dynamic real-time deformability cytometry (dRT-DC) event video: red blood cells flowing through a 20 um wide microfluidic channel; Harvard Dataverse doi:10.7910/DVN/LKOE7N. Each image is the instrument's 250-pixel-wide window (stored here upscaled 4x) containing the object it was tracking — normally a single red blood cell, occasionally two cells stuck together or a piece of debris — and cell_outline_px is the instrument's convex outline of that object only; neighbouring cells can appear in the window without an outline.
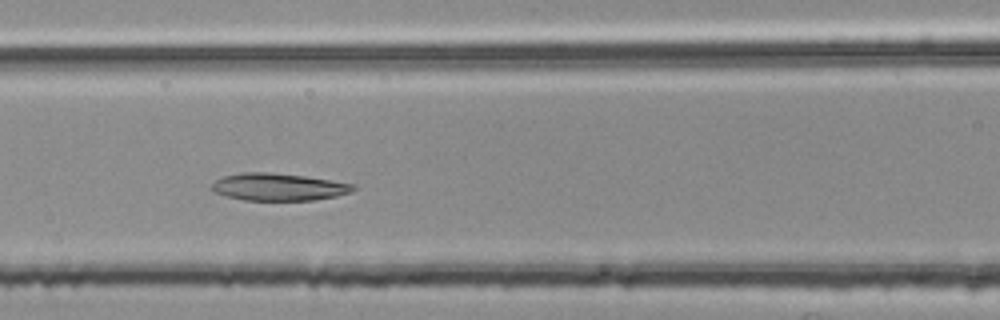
{"species": "common noctule bat (a hibernating species)", "species_latin": "Nyctalus noctula", "temperature_condition": "room temperature", "stored_images_in_passage": 45, "camera_frame_rate_fps": 3000, "um_per_image_px": 0.085, "animal": {"sex": "female", "body_mass_g": 25.1}, "frame": {"image": 1, "passage_image": 18, "time_ms": 5.667, "image_size_px": [1000, 320], "cell_outline_px": [[356, 188], [352, 192], [336, 196], [312, 200], [244, 200], [212, 192], [208, 188], [216, 180], [224, 176], [240, 172], [268, 172], [304, 176], [356, 184]], "centroid_in_image_um": [23.65, 15.89], "position_along_channel_um": 142.9, "area_um2": 22.6}}
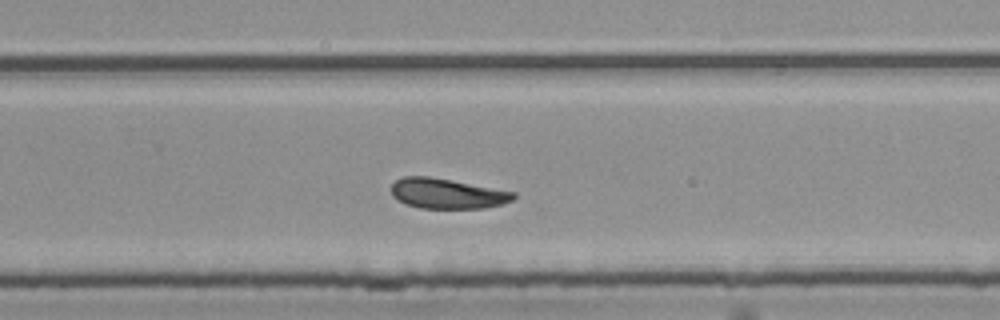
{"frame": {"image": 2, "passage_image": 30, "time_ms": 9.667, "image_size_px": [1000, 320], "cell_outline_px": [[516, 196], [512, 200], [504, 204], [484, 208], [420, 208], [404, 204], [392, 196], [392, 184], [400, 176], [428, 176], [516, 192]], "centroid_in_image_um": [37.99, 16.45], "position_along_channel_um": 291.8, "area_um2": 21.5}}
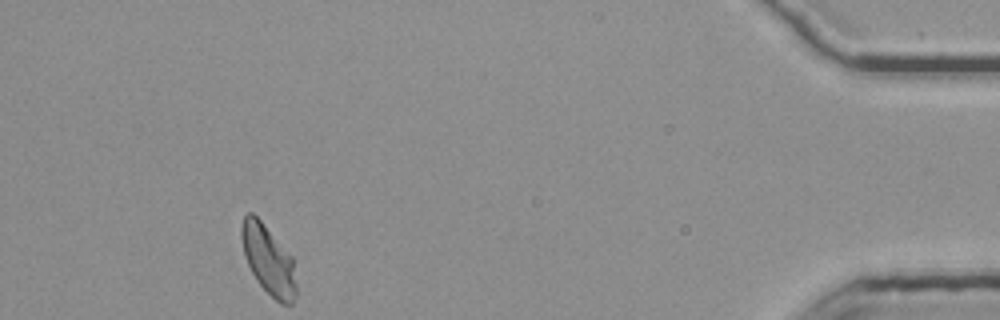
{"frame": {"image": 3, "passage_image": 45, "time_ms": 14.667, "image_size_px": [1000, 320], "cell_outline_px": [[296, 296], [292, 304], [280, 304], [256, 280], [244, 256], [240, 236], [240, 228], [244, 216], [248, 212], [252, 212], [260, 220], [292, 256], [296, 284]], "centroid_in_image_um": [22.8, 22.09], "position_along_channel_um": 412.4, "area_um2": 21.96}}